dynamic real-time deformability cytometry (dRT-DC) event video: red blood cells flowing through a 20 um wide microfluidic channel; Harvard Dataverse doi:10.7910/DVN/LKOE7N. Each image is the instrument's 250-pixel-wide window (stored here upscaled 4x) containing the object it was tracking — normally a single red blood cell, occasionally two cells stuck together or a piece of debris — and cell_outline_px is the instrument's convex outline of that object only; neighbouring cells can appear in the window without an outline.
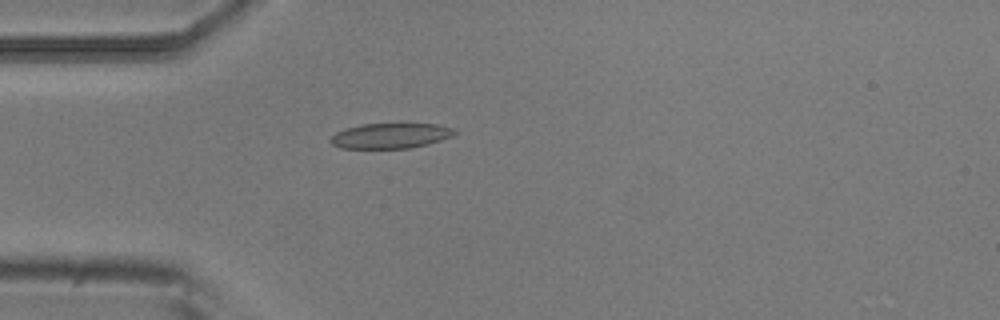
{"species": "common noctule bat (a hibernating species)", "species_latin": "Nyctalus noctula", "temperature_condition": "room temperature", "stored_images_in_passage": 5, "camera_frame_rate_fps": 3000, "um_per_image_px": 0.085, "animal": {"sex": "male", "body_mass_g": 20.5, "forearm_length_mm": 52.5}, "frame": {"image": 1, "passage_image": 5, "time_ms": 1.333, "image_size_px": [1000, 320], "cell_outline_px": [[456, 132], [452, 136], [428, 144], [408, 148], [340, 148], [332, 144], [328, 140], [336, 132], [344, 128], [360, 124], [436, 124], [452, 128]], "centroid_in_image_um": [33.14, 11.54], "position_along_channel_um": 51.9, "area_um2": 18.15}}